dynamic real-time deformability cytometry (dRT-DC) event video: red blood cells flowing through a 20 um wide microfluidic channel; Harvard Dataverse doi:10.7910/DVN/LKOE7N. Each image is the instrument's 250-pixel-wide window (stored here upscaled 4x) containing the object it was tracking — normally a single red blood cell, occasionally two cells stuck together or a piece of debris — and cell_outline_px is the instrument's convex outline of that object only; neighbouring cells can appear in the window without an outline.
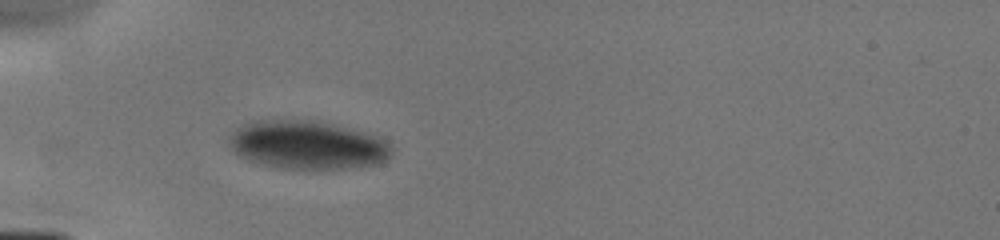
{"species": "human", "species_latin": "Homo sapiens", "temperature_condition": "cold", "stored_images_in_passage": 2, "camera_frame_rate_fps": 3000, "um_per_image_px": 0.085, "donor": {"sex": "male"}, "frame": {"image": 1, "passage_image": 1, "time_ms": 0.0, "image_size_px": [1000, 240], "cell_outline_px": [[392, 156], [388, 160], [376, 164], [348, 168], [280, 168], [248, 160], [240, 156], [232, 148], [228, 140], [228, 136], [236, 128], [252, 120], [312, 120], [332, 124], [380, 136], [392, 144]], "centroid_in_image_um": [26.16, 12.31], "position_along_channel_um": 58.8, "area_um2": 45.89}}